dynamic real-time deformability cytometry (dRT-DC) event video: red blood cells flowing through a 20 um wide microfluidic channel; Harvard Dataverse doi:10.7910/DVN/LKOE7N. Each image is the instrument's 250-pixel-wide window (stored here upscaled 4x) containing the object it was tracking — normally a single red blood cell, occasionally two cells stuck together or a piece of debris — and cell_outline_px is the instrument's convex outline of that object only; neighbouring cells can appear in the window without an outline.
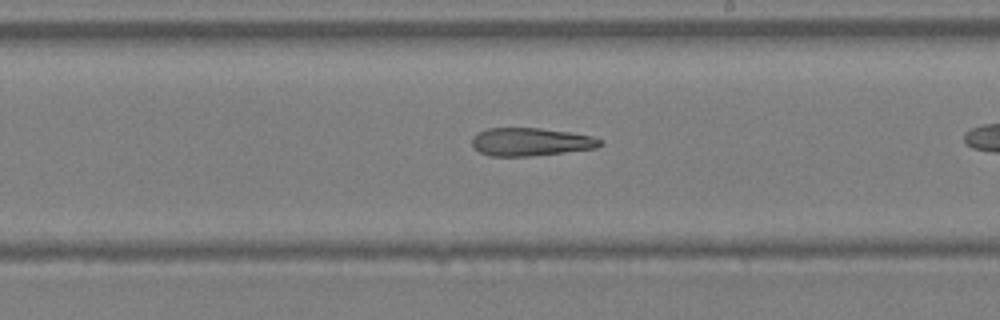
{"species": "Egyptian fruit bat (a non-hibernating species)", "species_latin": "Rousettus aegyptiacus", "temperature_condition": "warm", "stored_images_in_passage": 29, "camera_frame_rate_fps": 3000, "um_per_image_px": 0.085, "animal": {"sex": "female"}, "frame": {"image": 1, "passage_image": 21, "time_ms": 6.667, "image_size_px": [1000, 320], "cell_outline_px": [[604, 144], [596, 148], [564, 152], [528, 156], [488, 156], [480, 152], [472, 144], [472, 136], [476, 132], [488, 128], [540, 128], [568, 132], [592, 136], [604, 140]], "centroid_in_image_um": [45.11, 12.05], "position_along_channel_um": 243.9, "area_um2": 20.98}}